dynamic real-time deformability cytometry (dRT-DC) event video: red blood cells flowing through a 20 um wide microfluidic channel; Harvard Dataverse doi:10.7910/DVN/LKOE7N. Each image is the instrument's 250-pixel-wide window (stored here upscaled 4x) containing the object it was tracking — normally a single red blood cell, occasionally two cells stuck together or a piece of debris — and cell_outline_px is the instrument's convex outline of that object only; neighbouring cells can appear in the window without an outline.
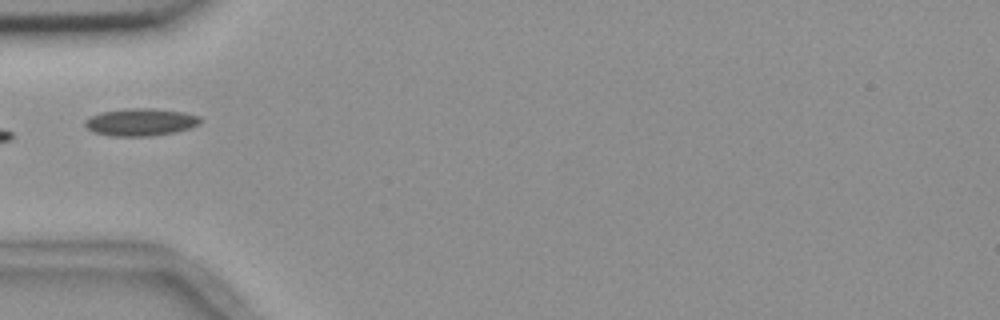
{"species": "common noctule bat (a hibernating species)", "species_latin": "Nyctalus noctula", "temperature_condition": "room temperature", "stored_images_in_passage": 8, "camera_frame_rate_fps": 3000, "um_per_image_px": 0.085, "animal": {"sex": "female", "body_mass_g": 18.4}, "frame": {"image": 1, "passage_image": 3, "time_ms": 2.333, "image_size_px": [1000, 320], "cell_outline_px": [[200, 124], [188, 128], [172, 132], [148, 136], [112, 136], [92, 132], [84, 124], [84, 120], [88, 116], [100, 112], [124, 108], [152, 108], [184, 112], [200, 116]], "centroid_in_image_um": [11.89, 10.36], "position_along_channel_um": 73.1, "area_um2": 18.5}}
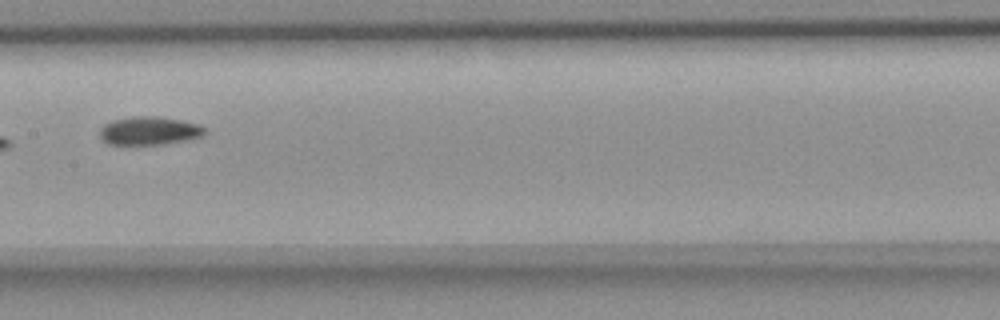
{"frame": {"image": 2, "passage_image": 6, "time_ms": 5.667, "image_size_px": [1000, 320], "cell_outline_px": [[204, 136], [188, 140], [164, 144], [108, 144], [100, 136], [100, 128], [104, 124], [112, 120], [132, 116], [156, 116], [180, 120], [200, 124], [204, 128]], "centroid_in_image_um": [12.7, 11.11], "position_along_channel_um": 194.7, "area_um2": 17.34}}
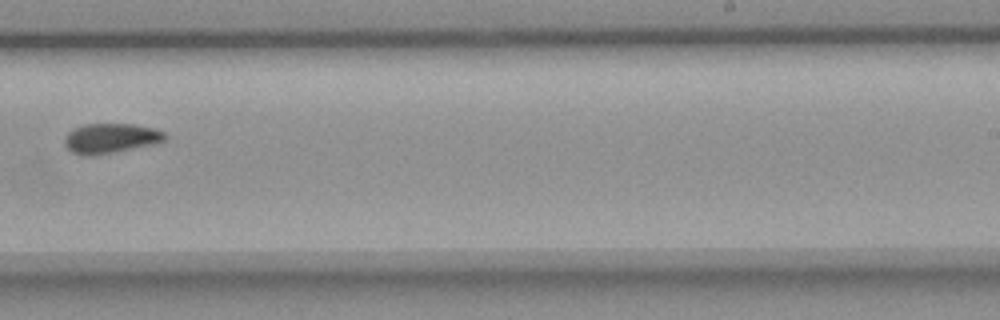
{"frame": {"image": 3, "passage_image": 8, "time_ms": 8.0, "image_size_px": [1000, 320], "cell_outline_px": [[168, 136], [164, 140], [152, 144], [116, 152], [92, 156], [84, 156], [72, 152], [64, 144], [64, 140], [68, 132], [72, 128], [84, 124], [132, 124], [152, 128], [164, 132]], "centroid_in_image_um": [9.37, 11.76], "position_along_channel_um": 279.6, "area_um2": 17.46}}